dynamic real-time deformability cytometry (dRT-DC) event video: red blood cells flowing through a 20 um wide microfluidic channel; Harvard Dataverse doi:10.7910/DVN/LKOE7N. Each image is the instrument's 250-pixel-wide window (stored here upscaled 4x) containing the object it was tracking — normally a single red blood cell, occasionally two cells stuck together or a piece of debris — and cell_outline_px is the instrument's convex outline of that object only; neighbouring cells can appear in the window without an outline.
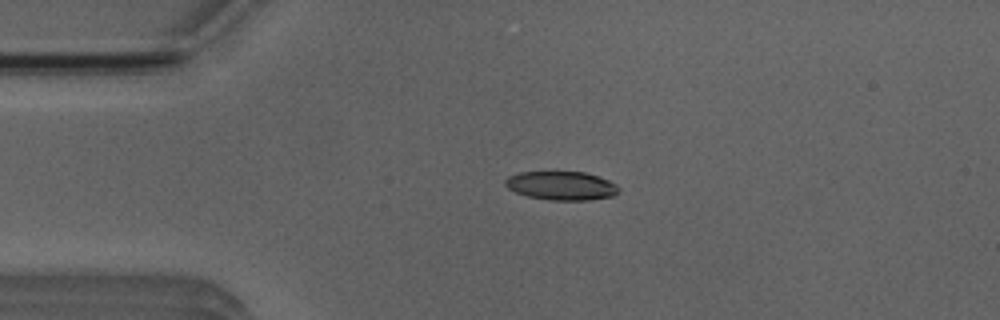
{"species": "Egyptian fruit bat (a non-hibernating species)", "species_latin": "Rousettus aegyptiacus", "temperature_condition": "room temperature", "stored_images_in_passage": 6, "camera_frame_rate_fps": 3000, "um_per_image_px": 0.085, "animal": {"sex": "male"}, "frame": {"image": 1, "passage_image": 2, "time_ms": 2.0, "image_size_px": [1000, 320], "cell_outline_px": [[620, 188], [612, 196], [588, 200], [548, 200], [528, 196], [516, 192], [508, 188], [504, 184], [504, 180], [508, 176], [520, 172], [584, 172], [608, 180], [616, 184]], "centroid_in_image_um": [47.69, 15.78], "position_along_channel_um": 37.3, "area_um2": 18.84}}
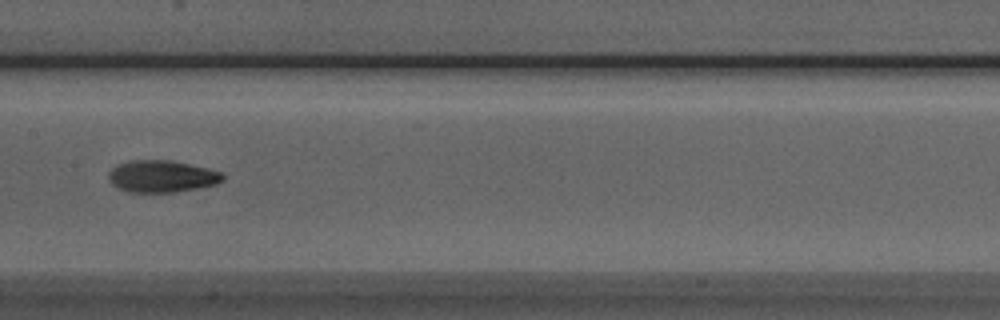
{"frame": {"image": 2, "passage_image": 6, "time_ms": 6.667, "image_size_px": [1000, 320], "cell_outline_px": [[224, 180], [216, 184], [176, 192], [128, 192], [112, 184], [108, 180], [108, 172], [112, 168], [120, 164], [132, 160], [172, 160], [208, 168], [220, 172], [224, 176]], "centroid_in_image_um": [13.75, 14.98], "position_along_channel_um": 193.7, "area_um2": 21.21}}